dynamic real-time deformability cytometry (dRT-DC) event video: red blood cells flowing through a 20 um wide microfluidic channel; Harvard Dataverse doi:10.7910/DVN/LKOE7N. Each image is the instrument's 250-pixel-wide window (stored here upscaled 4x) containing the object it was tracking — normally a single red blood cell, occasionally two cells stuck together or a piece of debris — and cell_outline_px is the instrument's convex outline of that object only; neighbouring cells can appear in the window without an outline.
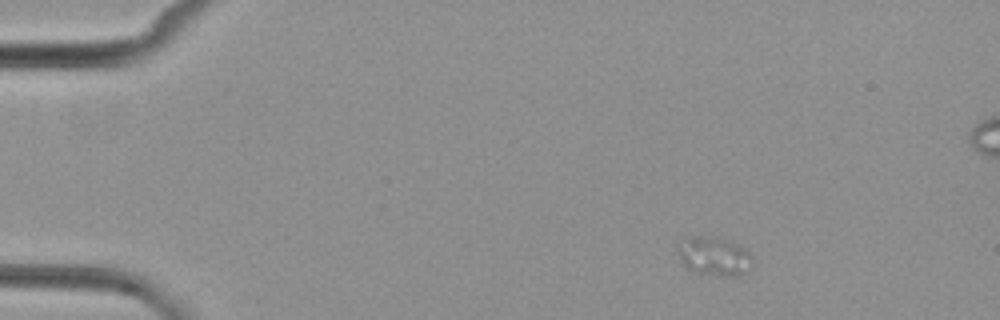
{"species": "common noctule bat (a hibernating species)", "species_latin": "Nyctalus noctula", "temperature_condition": "cold", "stored_images_in_passage": 5, "camera_frame_rate_fps": 3000, "um_per_image_px": 0.085, "animal": {"sex": "female", "body_mass_g": 29.2, "forearm_length_mm": 56.3}, "frame": {"image": 1, "passage_image": 1, "time_ms": 0.0, "image_size_px": [1000, 320], "cell_outline_px": [[756, 264], [752, 268], [736, 276], [728, 276], [692, 272], [684, 264], [676, 248], [676, 244], [684, 236], [696, 236], [728, 240], [744, 248], [756, 260]], "centroid_in_image_um": [60.71, 21.78], "position_along_channel_um": 24.3, "area_um2": 17.05}}